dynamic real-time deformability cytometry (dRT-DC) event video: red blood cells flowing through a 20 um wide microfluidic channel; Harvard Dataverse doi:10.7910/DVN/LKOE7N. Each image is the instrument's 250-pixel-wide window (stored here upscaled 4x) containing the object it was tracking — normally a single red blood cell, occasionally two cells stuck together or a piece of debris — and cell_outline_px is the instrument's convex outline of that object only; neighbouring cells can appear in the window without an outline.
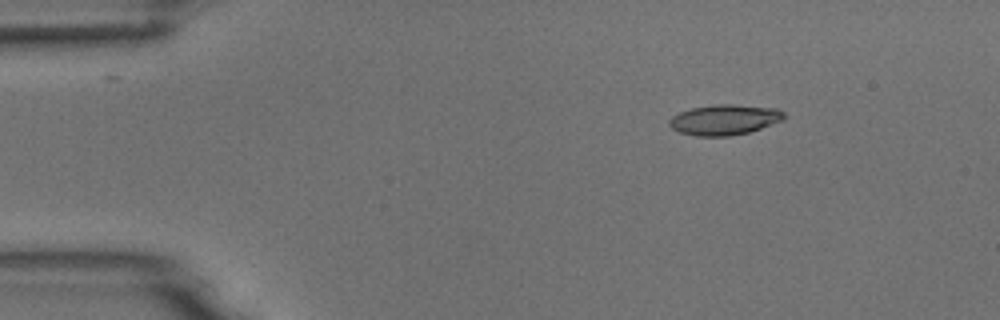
{"species": "common noctule bat (a hibernating species)", "species_latin": "Nyctalus noctula", "temperature_condition": "room temperature", "stored_images_in_passage": 3, "camera_frame_rate_fps": 3000, "um_per_image_px": 0.085, "animal": {"sex": "male", "body_mass_g": 18.8}, "frame": {"image": 1, "passage_image": 1, "time_ms": 0.0, "image_size_px": [1000, 320], "cell_outline_px": [[788, 116], [784, 120], [748, 132], [728, 136], [696, 136], [680, 132], [672, 128], [668, 124], [668, 120], [672, 116], [680, 112], [692, 108], [716, 104], [732, 104], [776, 108], [784, 112]], "centroid_in_image_um": [61.6, 10.17], "position_along_channel_um": 23.4, "area_um2": 20.35}}